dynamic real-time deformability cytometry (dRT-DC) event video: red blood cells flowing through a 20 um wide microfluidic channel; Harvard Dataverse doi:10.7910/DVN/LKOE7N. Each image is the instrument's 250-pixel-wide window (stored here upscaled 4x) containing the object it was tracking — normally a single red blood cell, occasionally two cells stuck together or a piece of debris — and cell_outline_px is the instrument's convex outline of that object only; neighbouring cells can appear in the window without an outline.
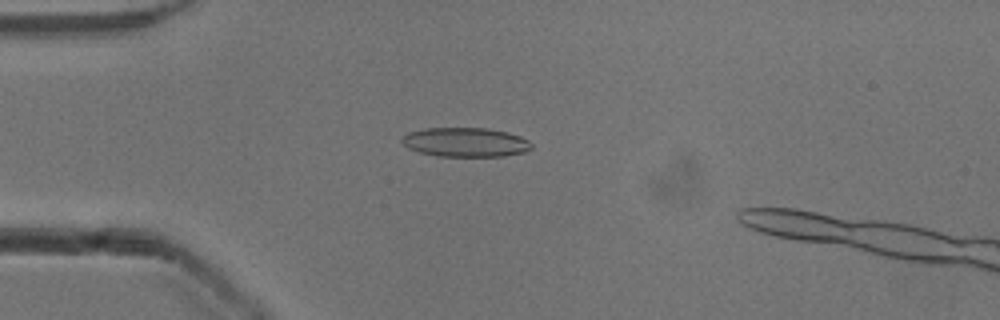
{"species": "common noctule bat (a hibernating species)", "species_latin": "Nyctalus noctula", "temperature_condition": "cold", "stored_images_in_passage": 49, "camera_frame_rate_fps": 3000, "um_per_image_px": 0.085, "animal": {"sex": "male", "body_mass_g": 13.3}, "frame": {"image": 1, "passage_image": 14, "time_ms": 4.333, "image_size_px": [1000, 320], "cell_outline_px": [[532, 148], [524, 152], [504, 156], [436, 156], [420, 152], [408, 148], [400, 140], [408, 132], [424, 128], [488, 128], [508, 132], [520, 136], [528, 140], [532, 144]], "centroid_in_image_um": [39.57, 12.08], "position_along_channel_um": 45.4, "area_um2": 22.14}}
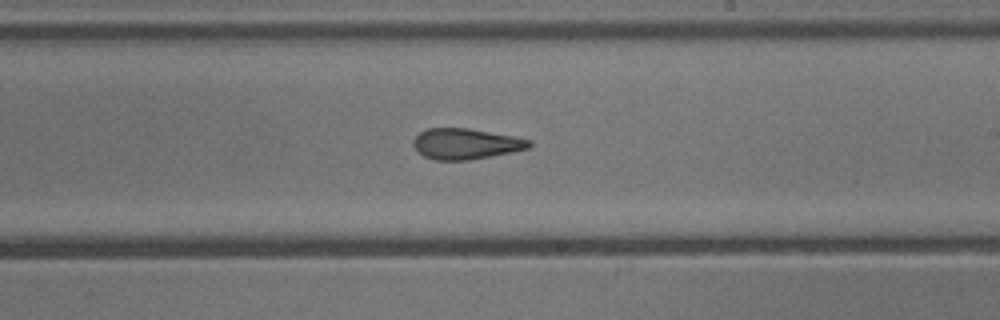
{"frame": {"image": 2, "passage_image": 31, "time_ms": 10.0, "image_size_px": [1000, 320], "cell_outline_px": [[532, 144], [528, 148], [512, 152], [468, 160], [436, 160], [424, 156], [412, 144], [412, 140], [420, 132], [428, 128], [468, 128], [512, 136], [532, 140]], "centroid_in_image_um": [39.58, 12.22], "position_along_channel_um": 249.4, "area_um2": 20.58}}
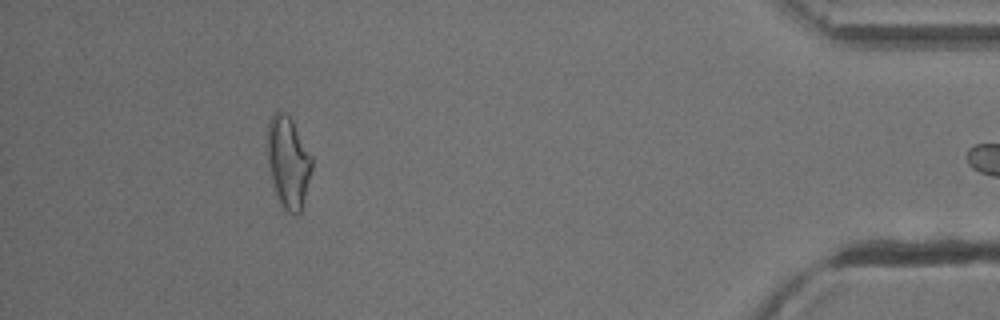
{"frame": {"image": 3, "passage_image": 48, "time_ms": 15.667, "image_size_px": [1000, 320], "cell_outline_px": [[312, 168], [300, 212], [296, 216], [288, 212], [280, 204], [276, 196], [268, 164], [268, 124], [272, 116], [276, 112], [284, 112], [292, 120], [312, 156]], "centroid_in_image_um": [24.5, 13.81], "position_along_channel_um": 410.7, "area_um2": 23.35}}